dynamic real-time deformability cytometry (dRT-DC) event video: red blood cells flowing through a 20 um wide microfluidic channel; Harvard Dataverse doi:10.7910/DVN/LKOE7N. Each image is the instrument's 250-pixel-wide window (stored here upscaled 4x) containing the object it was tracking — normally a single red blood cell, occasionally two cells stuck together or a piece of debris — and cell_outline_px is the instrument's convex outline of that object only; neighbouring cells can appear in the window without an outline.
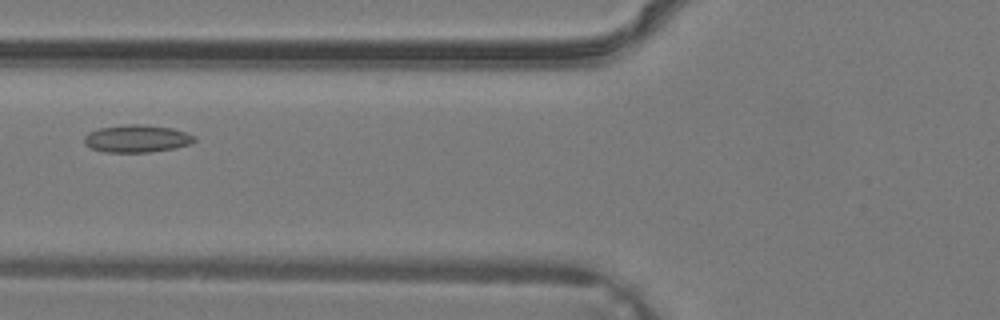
{"species": "common noctule bat (a hibernating species)", "species_latin": "Nyctalus noctula", "temperature_condition": "warm", "stored_images_in_passage": 29, "camera_frame_rate_fps": 3000, "um_per_image_px": 0.085, "animal": {"sex": "male", "body_mass_g": 19.2, "forearm_length_mm": 51.8}, "frame": {"image": 1, "passage_image": 6, "time_ms": 1.667, "image_size_px": [1000, 320], "cell_outline_px": [[196, 140], [188, 144], [176, 148], [152, 152], [104, 152], [92, 148], [84, 144], [84, 136], [88, 132], [100, 128], [128, 124], [140, 124], [172, 128], [196, 136]], "centroid_in_image_um": [11.62, 11.79], "position_along_channel_um": 114.2, "area_um2": 17.63}}
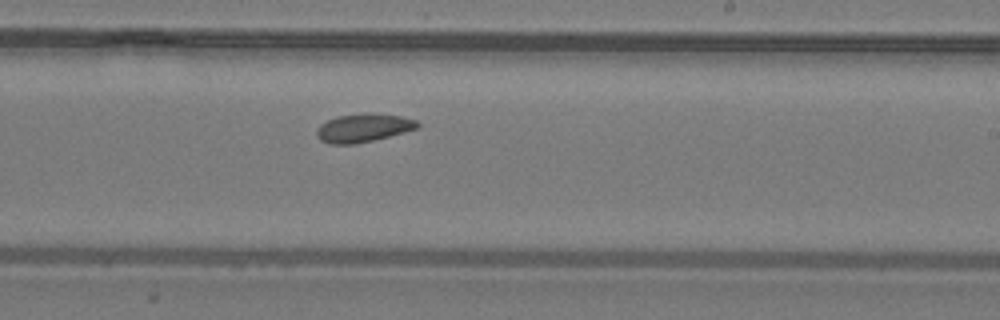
{"frame": {"image": 2, "passage_image": 14, "time_ms": 4.333, "image_size_px": [1000, 320], "cell_outline_px": [[420, 128], [372, 140], [352, 144], [328, 144], [320, 140], [316, 136], [316, 128], [320, 124], [336, 116], [364, 112], [372, 112], [400, 116], [416, 120], [420, 124]], "centroid_in_image_um": [30.86, 10.85], "position_along_channel_um": 258.1, "area_um2": 16.88}}
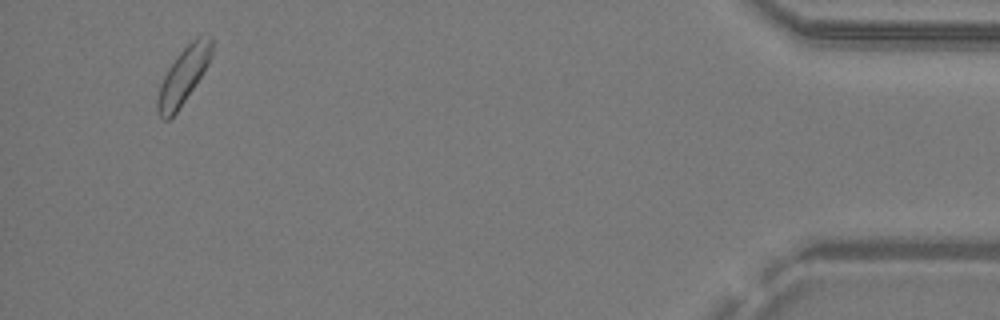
{"frame": {"image": 3, "passage_image": 27, "time_ms": 8.667, "image_size_px": [1000, 320], "cell_outline_px": [[212, 56], [208, 64], [176, 112], [168, 120], [160, 120], [156, 112], [156, 100], [160, 84], [168, 68], [180, 52], [192, 40], [200, 36], [212, 36]], "centroid_in_image_um": [15.55, 6.46], "position_along_channel_um": 419.7, "area_um2": 17.51}}